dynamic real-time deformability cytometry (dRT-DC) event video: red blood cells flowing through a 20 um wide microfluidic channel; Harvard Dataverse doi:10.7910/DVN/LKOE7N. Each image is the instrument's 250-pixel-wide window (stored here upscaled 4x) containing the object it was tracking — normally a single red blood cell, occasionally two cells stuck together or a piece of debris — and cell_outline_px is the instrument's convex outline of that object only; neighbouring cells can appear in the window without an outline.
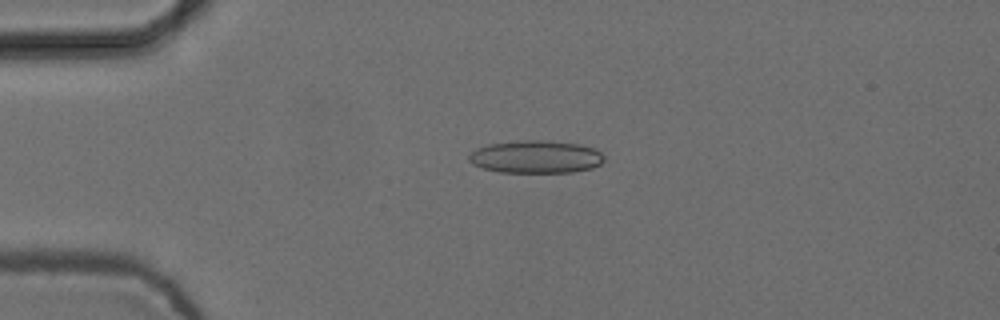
{"species": "common noctule bat (a hibernating species)", "species_latin": "Nyctalus noctula", "temperature_condition": "cold", "stored_images_in_passage": 3, "camera_frame_rate_fps": 3000, "um_per_image_px": 0.085, "animal": {"sex": "female", "body_mass_g": 24.6, "forearm_length_mm": 56.2}, "frame": {"image": 1, "passage_image": 2, "time_ms": 0.333, "image_size_px": [1000, 320], "cell_outline_px": [[604, 160], [600, 164], [592, 168], [572, 172], [500, 172], [484, 168], [472, 164], [468, 160], [468, 156], [476, 148], [488, 144], [520, 140], [544, 140], [580, 144], [596, 148], [604, 156]], "centroid_in_image_um": [45.55, 13.32], "position_along_channel_um": 39.4, "area_um2": 25.89}}